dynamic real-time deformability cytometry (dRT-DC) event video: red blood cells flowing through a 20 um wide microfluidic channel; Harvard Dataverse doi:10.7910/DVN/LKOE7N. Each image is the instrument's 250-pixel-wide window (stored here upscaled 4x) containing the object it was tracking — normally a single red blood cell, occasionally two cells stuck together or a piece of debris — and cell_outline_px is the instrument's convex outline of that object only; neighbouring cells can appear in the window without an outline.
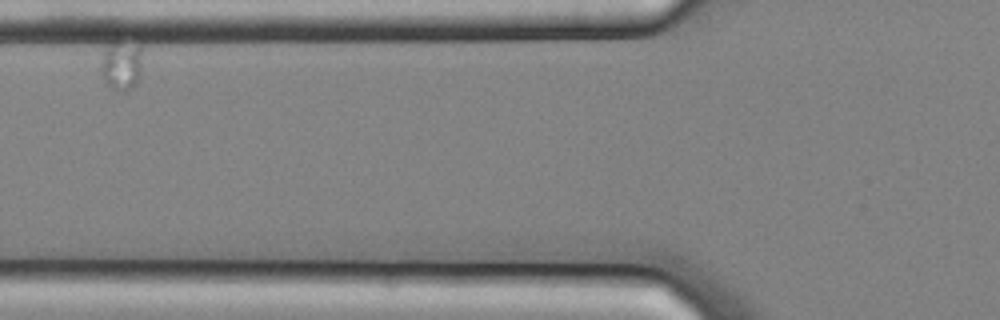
{"species": "common noctule bat (a hibernating species)", "species_latin": "Nyctalus noctula", "temperature_condition": "cold", "stored_images_in_passage": 8, "camera_frame_rate_fps": 3000, "um_per_image_px": 0.085, "animal": {"sex": "male", "body_mass_g": 20.4}, "frame": {"image": 1, "passage_image": 6, "time_ms": 1.667, "image_size_px": [1000, 320], "cell_outline_px": [[144, 44], [140, 72], [136, 84], [128, 92], [120, 92], [108, 88], [100, 72], [100, 68], [104, 52], [108, 40], [144, 40]], "centroid_in_image_um": [10.37, 5.45], "position_along_channel_um": 115.4, "area_um2": 13.29}}
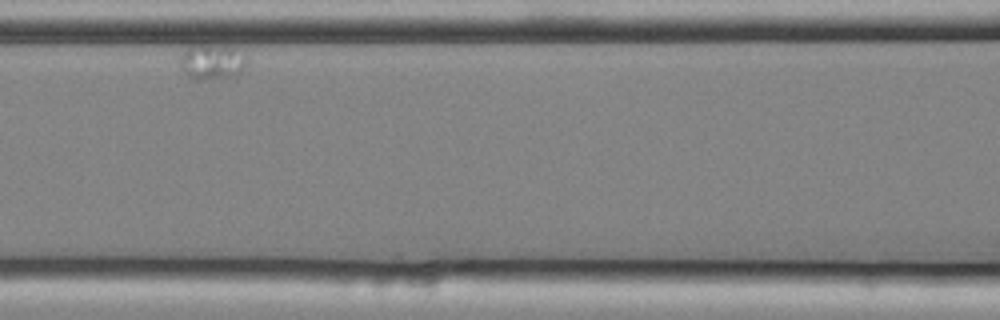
{"frame": {"image": 2, "passage_image": 7, "time_ms": 2.0, "image_size_px": [1000, 320], "cell_outline_px": [[248, 60], [240, 72], [232, 76], [192, 76], [180, 64], [180, 60], [184, 52], [192, 44], [204, 40], [220, 40], [244, 52]], "centroid_in_image_um": [18.11, 5.03], "position_along_channel_um": 148.5, "area_um2": 13.87}}